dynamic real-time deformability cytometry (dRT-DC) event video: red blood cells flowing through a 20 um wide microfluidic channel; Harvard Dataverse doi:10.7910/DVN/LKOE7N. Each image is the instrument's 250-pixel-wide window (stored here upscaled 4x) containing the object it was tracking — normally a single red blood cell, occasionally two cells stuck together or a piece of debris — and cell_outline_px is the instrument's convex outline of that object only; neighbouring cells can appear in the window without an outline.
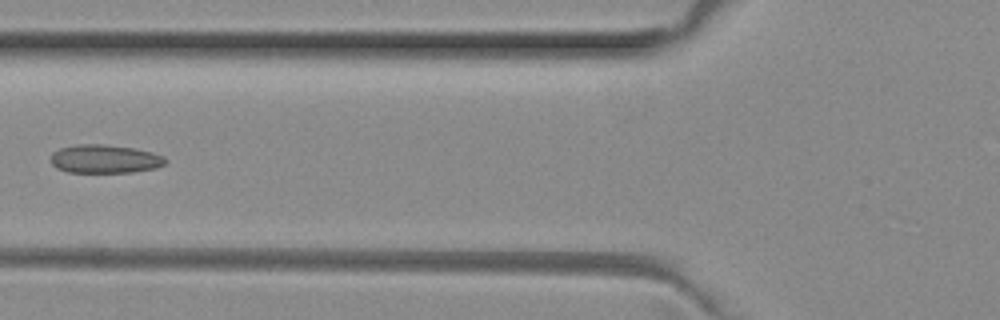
{"species": "common noctule bat (a hibernating species)", "species_latin": "Nyctalus noctula", "temperature_condition": "room temperature", "stored_images_in_passage": 6, "camera_frame_rate_fps": 3000, "um_per_image_px": 0.085, "animal": {"sex": "female", "body_mass_g": 29.2, "forearm_length_mm": 56.3}, "frame": {"image": 1, "passage_image": 6, "time_ms": 1.667, "image_size_px": [1000, 320], "cell_outline_px": [[168, 160], [164, 164], [156, 168], [132, 172], [68, 172], [56, 168], [52, 164], [52, 152], [60, 148], [76, 144], [100, 144], [136, 148], [152, 152], [164, 156]], "centroid_in_image_um": [8.92, 13.5], "position_along_channel_um": 116.9, "area_um2": 19.07}}